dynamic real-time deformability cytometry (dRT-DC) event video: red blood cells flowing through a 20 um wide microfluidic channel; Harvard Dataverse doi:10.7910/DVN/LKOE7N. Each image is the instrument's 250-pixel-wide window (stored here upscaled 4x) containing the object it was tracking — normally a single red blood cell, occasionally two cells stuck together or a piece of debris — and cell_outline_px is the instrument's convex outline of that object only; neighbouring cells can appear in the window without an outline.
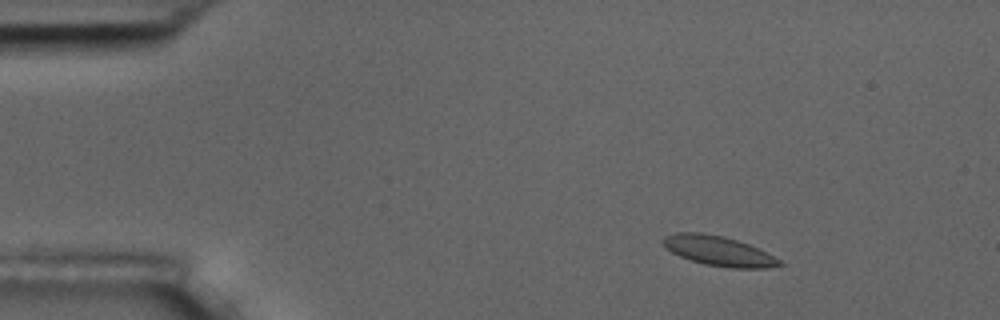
{"species": "common noctule bat (a hibernating species)", "species_latin": "Nyctalus noctula", "temperature_condition": "room temperature", "stored_images_in_passage": 5, "camera_frame_rate_fps": 3000, "um_per_image_px": 0.085, "animal": {"sex": "male", "body_mass_g": 17.5, "forearm_length_mm": 52.3}, "frame": {"image": 1, "passage_image": 2, "time_ms": 1.0, "image_size_px": [1000, 320], "cell_outline_px": [[784, 264], [768, 268], [732, 268], [704, 264], [680, 256], [672, 252], [660, 240], [664, 236], [676, 232], [700, 232], [724, 236], [748, 244], [780, 260]], "centroid_in_image_um": [61.04, 21.32], "position_along_channel_um": 24.0, "area_um2": 19.94}}